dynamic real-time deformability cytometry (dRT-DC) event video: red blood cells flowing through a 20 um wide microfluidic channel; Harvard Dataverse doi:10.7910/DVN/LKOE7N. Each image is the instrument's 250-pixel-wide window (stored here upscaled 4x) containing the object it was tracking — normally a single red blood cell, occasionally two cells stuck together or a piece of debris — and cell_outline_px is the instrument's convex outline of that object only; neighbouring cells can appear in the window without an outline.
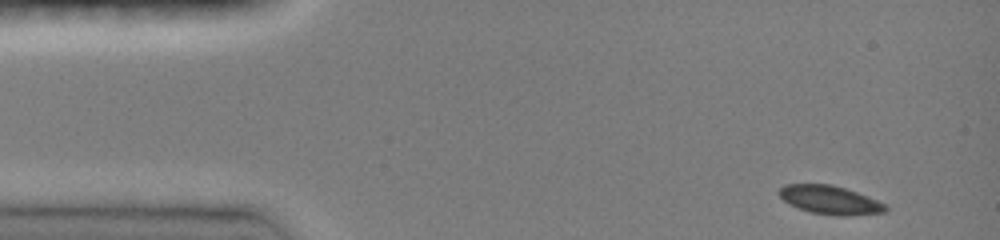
{"species": "common noctule bat (a hibernating species)", "species_latin": "Nyctalus noctula", "temperature_condition": "room temperature", "stored_images_in_passage": 43, "camera_frame_rate_fps": 3000, "um_per_image_px": 0.085, "animal": {"sex": "female", "body_mass_g": 19.0, "forearm_length_mm": 51.5}, "frame": {"image": 1, "passage_image": 1, "time_ms": 0.0, "image_size_px": [1000, 240], "cell_outline_px": [[888, 208], [884, 212], [844, 216], [836, 216], [808, 212], [788, 204], [780, 196], [780, 188], [784, 184], [832, 184], [868, 196], [884, 204]], "centroid_in_image_um": [70.52, 17.0], "position_along_channel_um": 14.5, "area_um2": 17.63}}
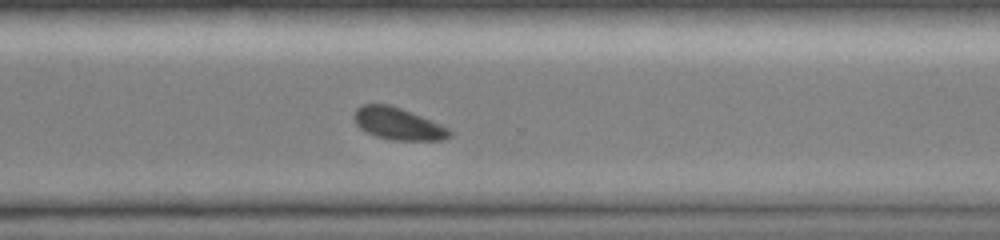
{"frame": {"image": 2, "passage_image": 32, "time_ms": 10.333, "image_size_px": [1000, 240], "cell_outline_px": [[452, 136], [444, 140], [392, 140], [376, 136], [360, 128], [356, 124], [352, 116], [356, 108], [364, 104], [388, 104], [400, 108], [440, 124], [448, 128], [452, 132]], "centroid_in_image_um": [33.82, 10.52], "position_along_channel_um": 336.8, "area_um2": 17.74}}
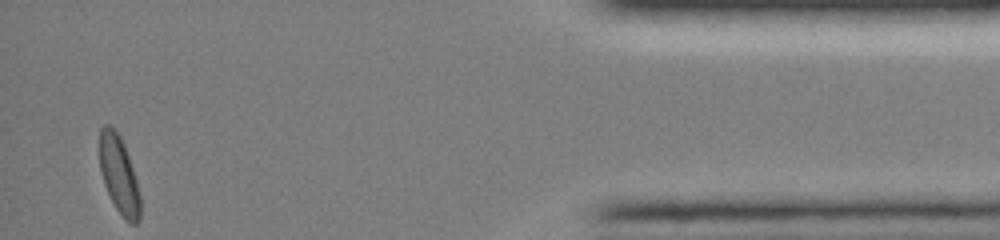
{"frame": {"image": 3, "passage_image": 43, "time_ms": 14.0, "image_size_px": [1000, 240], "cell_outline_px": [[140, 220], [136, 224], [132, 224], [124, 220], [116, 208], [104, 184], [100, 172], [100, 128], [104, 124], [108, 124], [120, 136], [124, 144], [136, 180], [140, 196]], "centroid_in_image_um": [10.11, 14.89], "position_along_channel_um": 425.1, "area_um2": 18.21}, "authors_computed_cell_mechanics": {"area_um2": 18.3226, "velocity_mm_per_s": 3.9944, "shape_relaxation_time_tau1_ms": 2.5404, "shape_relaxation_time_tau2_ms": null, "deformation_change_tau1": 0.093, "deformation_change_tau2": null}}